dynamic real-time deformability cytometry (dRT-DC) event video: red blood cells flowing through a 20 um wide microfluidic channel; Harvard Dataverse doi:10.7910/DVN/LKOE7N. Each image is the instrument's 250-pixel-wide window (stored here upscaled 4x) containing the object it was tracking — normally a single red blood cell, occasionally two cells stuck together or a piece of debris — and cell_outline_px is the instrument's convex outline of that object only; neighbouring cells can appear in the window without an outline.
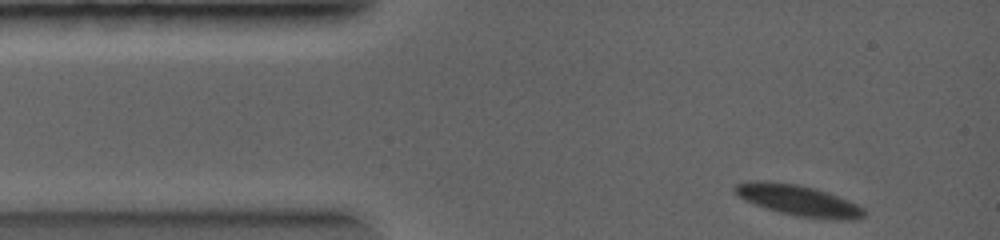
{"species": "common noctule bat (a hibernating species)", "species_latin": "Nyctalus noctula", "temperature_condition": "warm", "stored_images_in_passage": 23, "camera_frame_rate_fps": 5000, "um_per_image_px": 0.085, "animal": {"sex": "female", "body_mass_g": 19.0, "forearm_length_mm": 56.7}, "frame": {"image": 1, "passage_image": 1, "time_ms": 0.0, "image_size_px": [1000, 240], "cell_outline_px": [[864, 216], [852, 220], [820, 220], [796, 216], [764, 208], [744, 200], [736, 192], [736, 184], [792, 184], [812, 188], [844, 200], [860, 208], [864, 212]], "centroid_in_image_um": [67.92, 17.13], "position_along_channel_um": 17.1, "area_um2": 21.56}}
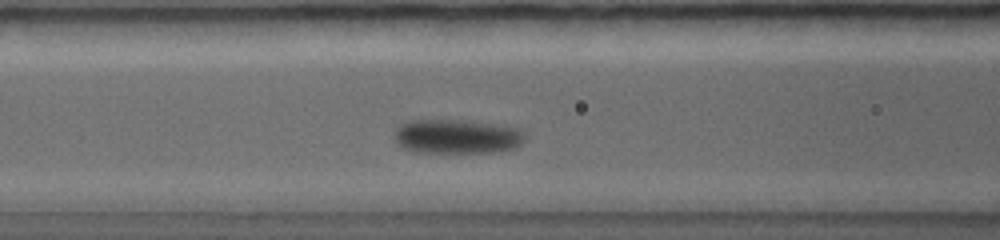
{"frame": {"image": 2, "passage_image": 9, "time_ms": 2.8, "image_size_px": [1000, 240], "cell_outline_px": [[524, 140], [520, 144], [512, 148], [500, 152], [412, 152], [404, 148], [396, 140], [396, 128], [400, 124], [408, 120], [464, 120], [500, 124], [520, 128], [524, 132]], "centroid_in_image_um": [38.87, 11.59], "position_along_channel_um": 127.7, "area_um2": 26.24}}
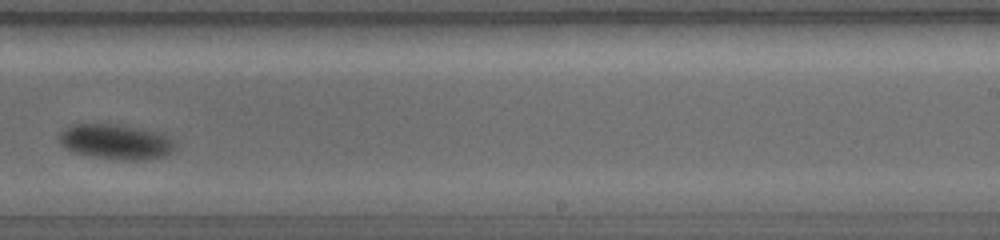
{"frame": {"image": 3, "passage_image": 16, "time_ms": 5.4, "image_size_px": [1000, 240], "cell_outline_px": [[176, 144], [172, 152], [164, 156], [136, 160], [112, 160], [72, 152], [64, 148], [56, 140], [60, 132], [64, 128], [72, 124], [116, 124], [156, 132], [168, 136]], "centroid_in_image_um": [9.77, 12.06], "position_along_channel_um": 279.2, "area_um2": 23.87}}